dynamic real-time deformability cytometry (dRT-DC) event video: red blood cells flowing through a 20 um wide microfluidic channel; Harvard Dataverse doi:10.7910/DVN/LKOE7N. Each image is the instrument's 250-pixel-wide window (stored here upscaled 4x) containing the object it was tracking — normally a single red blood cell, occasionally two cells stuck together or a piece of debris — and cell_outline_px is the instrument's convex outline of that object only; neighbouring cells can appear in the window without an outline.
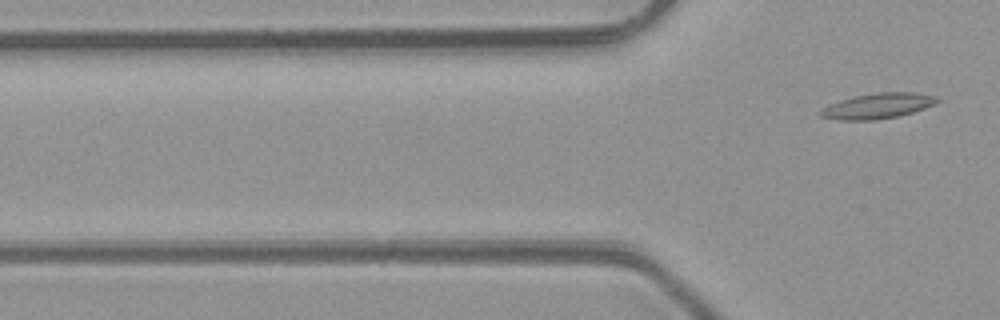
{"species": "common noctule bat (a hibernating species)", "species_latin": "Nyctalus noctula", "temperature_condition": "room temperature", "stored_images_in_passage": 3, "camera_frame_rate_fps": 3000, "um_per_image_px": 0.085, "animal": {"sex": "male", "body_mass_g": 23.1, "forearm_length_mm": 52.7}, "frame": {"image": 1, "passage_image": 3, "time_ms": 2.333, "image_size_px": [1000, 320], "cell_outline_px": [[940, 100], [936, 104], [900, 116], [876, 120], [840, 120], [820, 116], [816, 112], [828, 104], [852, 96], [876, 92], [912, 92], [932, 96]], "centroid_in_image_um": [74.54, 9.0], "position_along_channel_um": 51.3, "area_um2": 17.4}}